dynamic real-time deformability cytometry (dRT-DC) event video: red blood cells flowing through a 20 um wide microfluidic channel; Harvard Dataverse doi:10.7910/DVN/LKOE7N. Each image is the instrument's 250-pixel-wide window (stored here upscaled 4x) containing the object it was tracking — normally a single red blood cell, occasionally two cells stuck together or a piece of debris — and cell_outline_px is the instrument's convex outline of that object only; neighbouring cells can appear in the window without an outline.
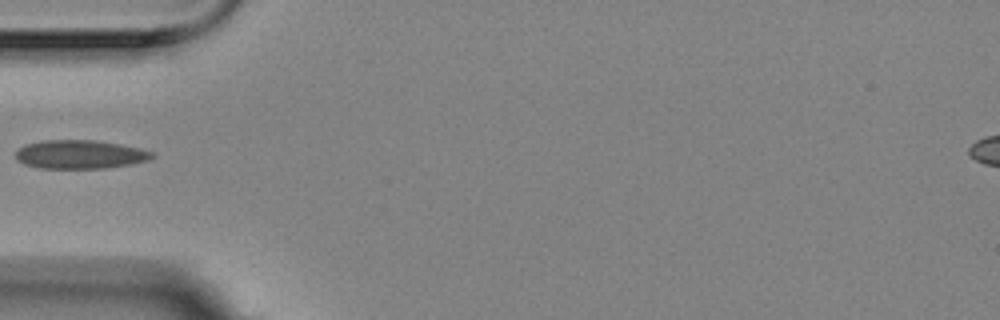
{"species": "Egyptian fruit bat (a non-hibernating species)", "species_latin": "Rousettus aegyptiacus", "temperature_condition": "room temperature", "stored_images_in_passage": 39, "camera_frame_rate_fps": 3000, "um_per_image_px": 0.085, "animal": {"sex": "female"}, "frame": {"image": 1, "passage_image": 1, "time_ms": 0.0, "image_size_px": [1000, 320], "cell_outline_px": [[156, 156], [148, 160], [128, 164], [104, 168], [40, 168], [24, 164], [16, 160], [16, 152], [24, 144], [44, 140], [92, 140], [120, 144], [140, 148], [152, 152]], "centroid_in_image_um": [6.78, 13.12], "position_along_channel_um": 78.2, "area_um2": 22.66}}
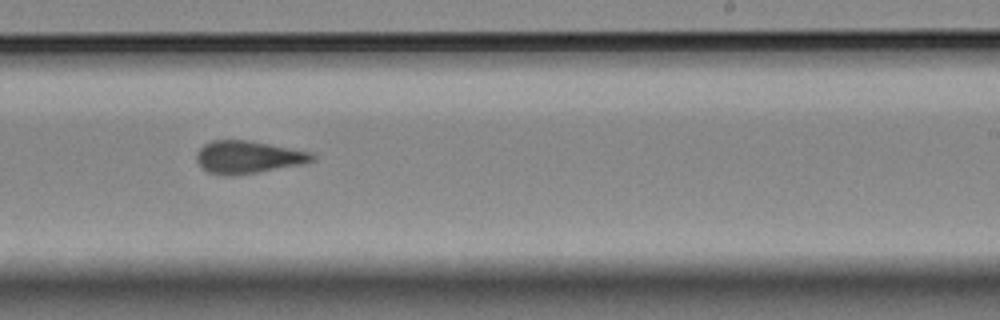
{"frame": {"image": 2, "passage_image": 17, "time_ms": 5.333, "image_size_px": [1000, 320], "cell_outline_px": [[316, 160], [300, 164], [256, 172], [228, 176], [208, 172], [200, 168], [196, 160], [196, 152], [204, 144], [212, 140], [248, 140], [312, 152], [316, 156]], "centroid_in_image_um": [21.05, 13.35], "position_along_channel_um": 268.0, "area_um2": 21.91}}
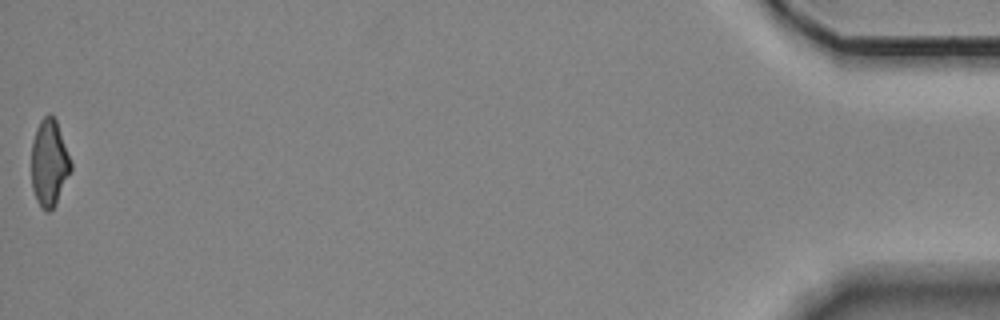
{"frame": {"image": 3, "passage_image": 39, "time_ms": 12.667, "image_size_px": [1000, 320], "cell_outline_px": [[72, 168], [56, 204], [48, 212], [36, 200], [32, 188], [32, 144], [36, 128], [40, 120], [48, 112], [56, 120], [72, 160]], "centroid_in_image_um": [4.2, 13.82], "position_along_channel_um": 431.0, "area_um2": 19.88}}